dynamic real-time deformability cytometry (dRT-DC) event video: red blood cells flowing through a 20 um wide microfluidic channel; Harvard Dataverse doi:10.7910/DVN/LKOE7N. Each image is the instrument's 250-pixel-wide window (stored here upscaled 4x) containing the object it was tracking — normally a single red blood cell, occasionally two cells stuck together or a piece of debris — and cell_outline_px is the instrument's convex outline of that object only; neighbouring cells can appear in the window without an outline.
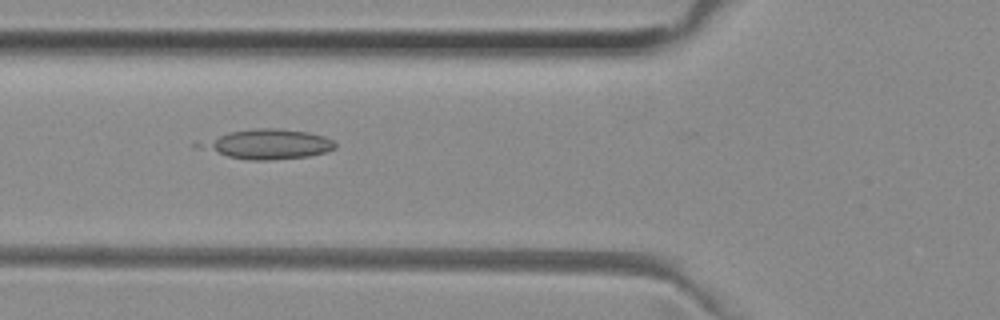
{"species": "common noctule bat (a hibernating species)", "species_latin": "Nyctalus noctula", "temperature_condition": "room temperature", "stored_images_in_passage": 34, "camera_frame_rate_fps": 3000, "um_per_image_px": 0.085, "animal": {"sex": "female", "body_mass_g": 29.2, "forearm_length_mm": 56.3}, "frame": {"image": 1, "passage_image": 3, "time_ms": 0.667, "image_size_px": [1000, 320], "cell_outline_px": [[336, 148], [324, 152], [308, 156], [268, 160], [248, 160], [228, 156], [212, 148], [208, 144], [220, 136], [228, 132], [256, 128], [276, 128], [308, 132], [324, 136], [332, 140], [336, 144]], "centroid_in_image_um": [23.05, 12.24], "position_along_channel_um": 102.8, "area_um2": 21.91}}
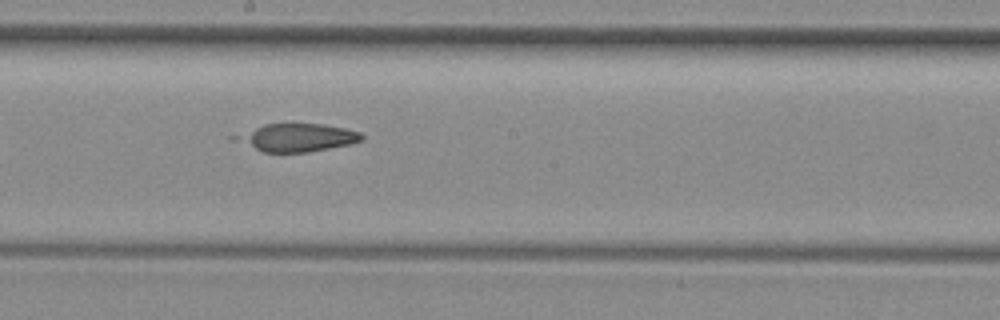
{"frame": {"image": 2, "passage_image": 12, "time_ms": 3.667, "image_size_px": [1000, 320], "cell_outline_px": [[364, 140], [352, 144], [308, 152], [264, 152], [256, 148], [244, 140], [244, 136], [256, 128], [264, 124], [324, 124], [344, 128], [360, 132], [364, 136]], "centroid_in_image_um": [25.56, 11.69], "position_along_channel_um": 222.6, "area_um2": 19.25}}
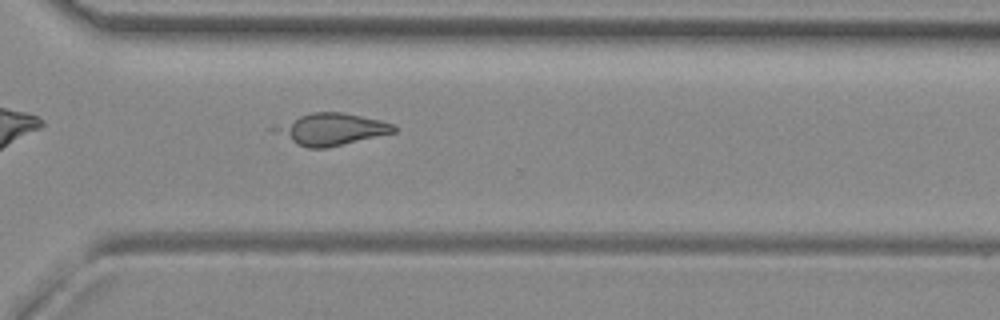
{"frame": {"image": 3, "passage_image": 21, "time_ms": 6.667, "image_size_px": [1000, 320], "cell_outline_px": [[396, 132], [328, 148], [308, 148], [296, 144], [284, 132], [284, 128], [300, 116], [312, 112], [344, 112], [380, 120], [396, 124]], "centroid_in_image_um": [28.48, 10.99], "position_along_channel_um": 342.1, "area_um2": 20.63}}